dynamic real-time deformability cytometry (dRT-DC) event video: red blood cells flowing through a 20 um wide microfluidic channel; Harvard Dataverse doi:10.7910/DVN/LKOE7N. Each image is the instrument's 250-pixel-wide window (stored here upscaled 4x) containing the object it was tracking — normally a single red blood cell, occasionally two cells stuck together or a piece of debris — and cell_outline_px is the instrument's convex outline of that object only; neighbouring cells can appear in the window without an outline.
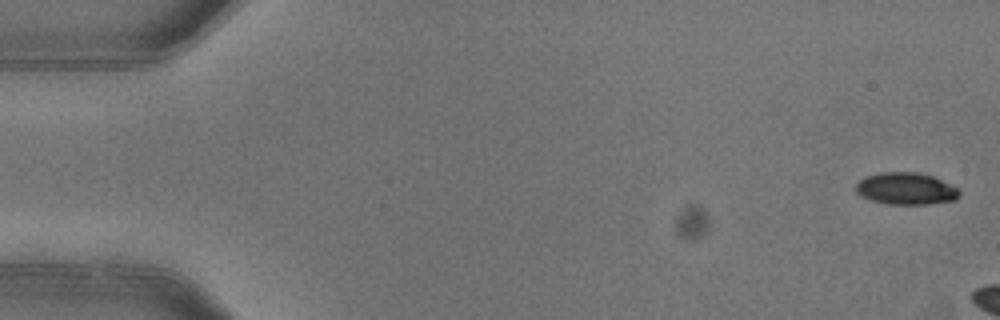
{"species": "common noctule bat (a hibernating species)", "species_latin": "Nyctalus noctula", "temperature_condition": "warm", "stored_images_in_passage": 3, "camera_frame_rate_fps": 3000, "um_per_image_px": 0.085, "animal": {"sex": "female"}, "frame": {"image": 1, "passage_image": 1, "time_ms": 0.0, "image_size_px": [1000, 320], "cell_outline_px": [[960, 196], [956, 200], [928, 204], [888, 204], [872, 200], [860, 196], [856, 192], [856, 184], [864, 176], [880, 172], [916, 172], [932, 176], [956, 188], [960, 192]], "centroid_in_image_um": [76.98, 16.03], "position_along_channel_um": 8.0, "area_um2": 19.25}}